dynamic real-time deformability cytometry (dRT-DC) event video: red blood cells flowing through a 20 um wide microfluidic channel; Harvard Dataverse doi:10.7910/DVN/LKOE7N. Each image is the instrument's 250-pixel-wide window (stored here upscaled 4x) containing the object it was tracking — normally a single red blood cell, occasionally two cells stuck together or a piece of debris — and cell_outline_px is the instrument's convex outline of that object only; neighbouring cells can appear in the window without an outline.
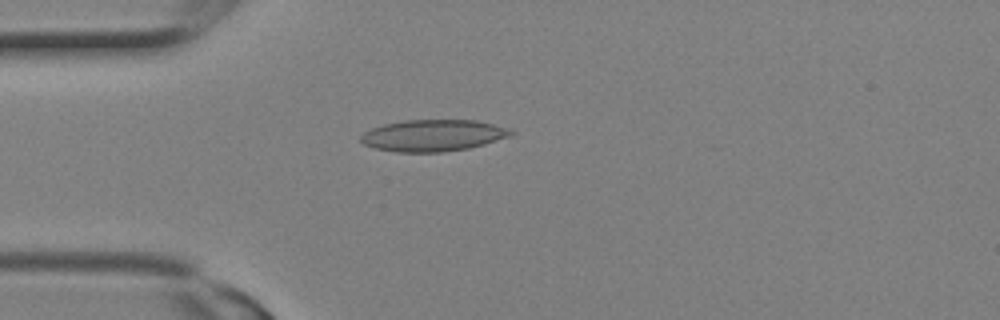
{"species": "Egyptian fruit bat (a non-hibernating species)", "species_latin": "Rousettus aegyptiacus", "temperature_condition": "room temperature", "stored_images_in_passage": 2, "camera_frame_rate_fps": 3000, "um_per_image_px": 0.085, "animal": {"sex": "female"}, "frame": {"image": 1, "passage_image": 2, "time_ms": 0.333, "image_size_px": [1000, 320], "cell_outline_px": [[516, 132], [512, 136], [484, 144], [468, 148], [444, 152], [396, 152], [376, 148], [364, 144], [360, 140], [360, 136], [364, 132], [372, 128], [384, 124], [404, 120], [476, 120], [508, 128]], "centroid_in_image_um": [36.83, 11.51], "position_along_channel_um": 48.2, "area_um2": 27.69}}